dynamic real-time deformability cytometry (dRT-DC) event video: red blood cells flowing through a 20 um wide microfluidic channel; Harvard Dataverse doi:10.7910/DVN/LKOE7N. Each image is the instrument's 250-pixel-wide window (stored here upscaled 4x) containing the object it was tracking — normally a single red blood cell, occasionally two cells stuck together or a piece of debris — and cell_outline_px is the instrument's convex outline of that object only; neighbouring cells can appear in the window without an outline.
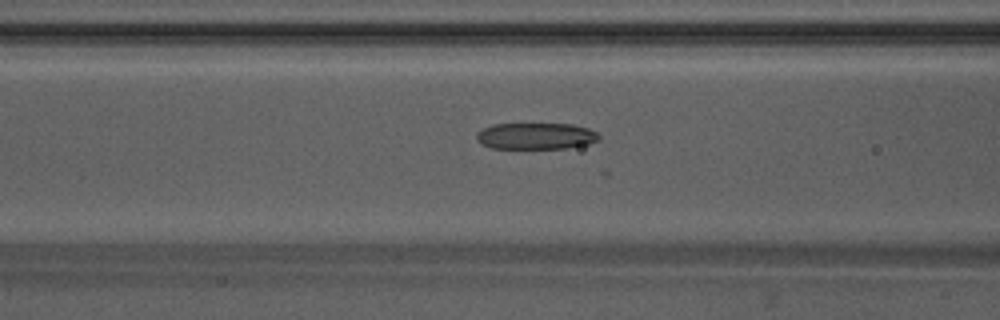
{"species": "Egyptian fruit bat (a non-hibernating species)", "species_latin": "Rousettus aegyptiacus", "temperature_condition": "warm", "stored_images_in_passage": 29, "camera_frame_rate_fps": 3000, "um_per_image_px": 0.085, "animal": {"sex": "male"}, "frame": {"image": 1, "passage_image": 6, "time_ms": 1.667, "image_size_px": [1000, 320], "cell_outline_px": [[600, 140], [588, 144], [564, 148], [492, 148], [476, 140], [476, 132], [492, 124], [572, 124], [588, 128], [596, 132], [600, 136]], "centroid_in_image_um": [45.56, 11.56], "position_along_channel_um": 121.0, "area_um2": 18.84}}
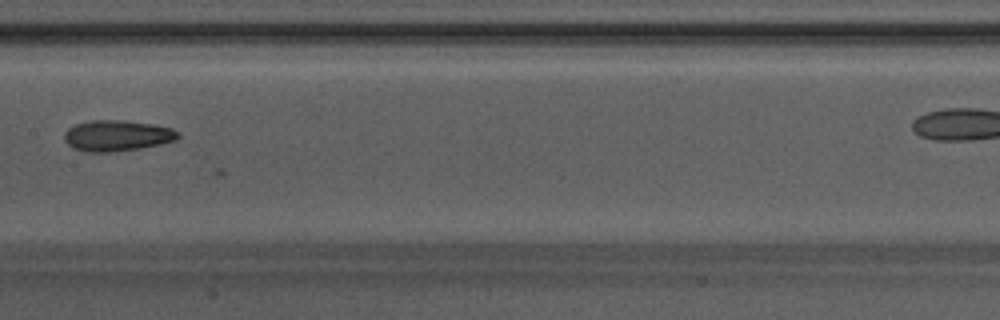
{"frame": {"image": 2, "passage_image": 12, "time_ms": 3.667, "image_size_px": [1000, 320], "cell_outline_px": [[180, 136], [176, 140], [160, 144], [140, 148], [112, 152], [84, 152], [72, 148], [64, 140], [64, 132], [68, 128], [76, 124], [92, 120], [124, 120], [152, 124], [172, 128], [180, 132]], "centroid_in_image_um": [9.94, 11.53], "position_along_channel_um": 197.5, "area_um2": 20.63}}
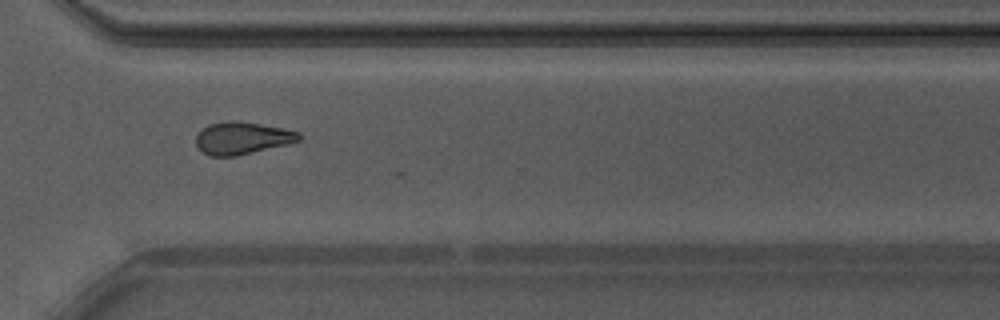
{"frame": {"image": 3, "passage_image": 24, "time_ms": 7.667, "image_size_px": [1000, 320], "cell_outline_px": [[304, 136], [300, 140], [288, 144], [236, 156], [208, 156], [196, 148], [196, 136], [208, 124], [228, 120], [232, 120], [260, 124], [284, 128], [300, 132]], "centroid_in_image_um": [20.59, 11.74], "position_along_channel_um": 350.0, "area_um2": 19.59}}